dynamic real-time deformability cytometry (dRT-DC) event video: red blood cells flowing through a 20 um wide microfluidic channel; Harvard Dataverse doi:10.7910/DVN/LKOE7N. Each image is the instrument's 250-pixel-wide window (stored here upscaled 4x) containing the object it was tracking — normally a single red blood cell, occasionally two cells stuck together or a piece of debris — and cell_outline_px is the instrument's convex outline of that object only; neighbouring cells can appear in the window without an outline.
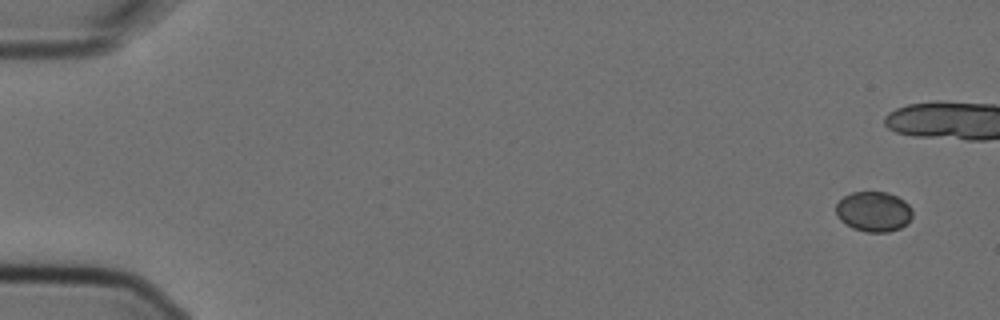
{"species": "Egyptian fruit bat (a non-hibernating species)", "species_latin": "Rousettus aegyptiacus", "temperature_condition": "cold", "stored_images_in_passage": 7, "camera_frame_rate_fps": 3000, "um_per_image_px": 0.085, "animal": {"sex": "female"}, "frame": {"image": 1, "passage_image": 1, "time_ms": 0.0, "image_size_px": [1000, 320], "cell_outline_px": [[912, 216], [908, 224], [900, 228], [888, 232], [868, 232], [852, 228], [840, 220], [836, 216], [836, 204], [844, 196], [852, 192], [888, 192], [904, 200], [912, 208]], "centroid_in_image_um": [74.27, 17.99], "position_along_channel_um": 10.7, "area_um2": 18.03}}